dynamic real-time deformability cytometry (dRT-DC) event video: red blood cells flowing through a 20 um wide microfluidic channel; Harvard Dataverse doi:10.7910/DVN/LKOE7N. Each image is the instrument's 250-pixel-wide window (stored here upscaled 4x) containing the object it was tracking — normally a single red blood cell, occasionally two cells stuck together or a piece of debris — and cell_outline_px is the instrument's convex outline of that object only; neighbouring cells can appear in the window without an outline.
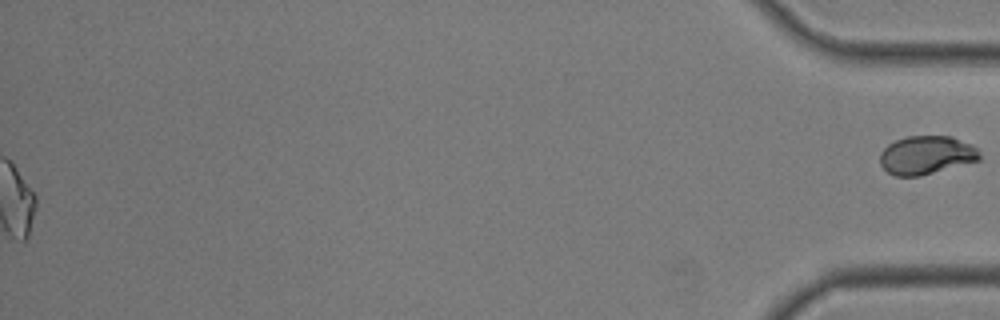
{"species": "common noctule bat (a hibernating species)", "species_latin": "Nyctalus noctula", "temperature_condition": "room temperature", "stored_images_in_passage": 42, "segment_of_instrument_passage": [2, 2], "camera_frame_rate_fps": 3000, "um_per_image_px": 0.085, "animal": {"sex": "male", "body_mass_g": 19.0, "forearm_length_mm": 50.8}, "frame": {"image": 1, "passage_image": 42, "time_ms": 13.667, "image_size_px": [1000, 320], "cell_outline_px": [[980, 160], [920, 176], [896, 176], [888, 172], [880, 164], [880, 152], [888, 144], [896, 140], [908, 136], [952, 136], [972, 144], [980, 148]], "centroid_in_image_um": [78.77, 13.17], "position_along_channel_um": 356.4, "area_um2": 22.48}}